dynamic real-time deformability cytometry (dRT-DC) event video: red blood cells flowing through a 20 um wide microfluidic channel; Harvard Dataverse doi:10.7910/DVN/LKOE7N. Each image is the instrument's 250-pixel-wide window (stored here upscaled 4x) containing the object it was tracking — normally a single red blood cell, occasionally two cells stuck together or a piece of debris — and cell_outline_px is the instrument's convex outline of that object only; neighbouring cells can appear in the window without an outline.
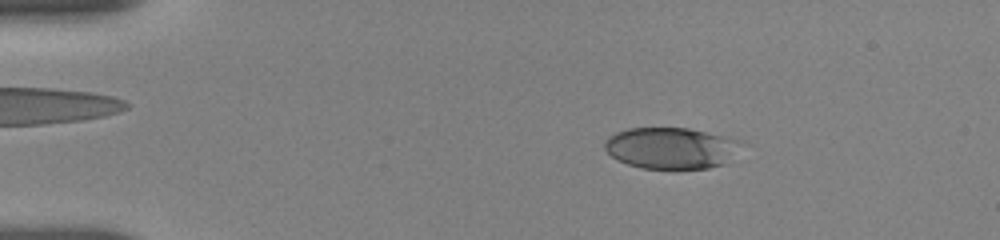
{"species": "human", "species_latin": "Homo sapiens", "temperature_condition": "room temperature", "stored_images_in_passage": 49, "camera_frame_rate_fps": 3000, "um_per_image_px": 0.085, "donor": {"sex": "female"}, "frame": {"image": 1, "passage_image": 3, "time_ms": 0.667, "image_size_px": [1000, 240], "cell_outline_px": [[736, 140], [724, 164], [708, 168], [640, 168], [616, 160], [604, 148], [604, 140], [608, 136], [616, 132], [628, 128], [688, 128]], "centroid_in_image_um": [56.82, 12.58], "position_along_channel_um": 28.2, "area_um2": 31.73}}
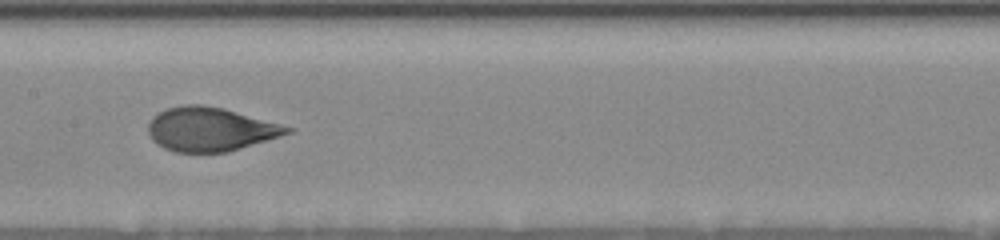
{"frame": {"image": 2, "passage_image": 22, "time_ms": 7.0, "image_size_px": [1000, 240], "cell_outline_px": [[292, 132], [280, 136], [228, 152], [176, 152], [164, 148], [156, 144], [152, 140], [148, 132], [148, 120], [156, 112], [164, 108], [184, 104], [204, 104], [224, 108], [280, 124], [292, 128]], "centroid_in_image_um": [17.8, 10.97], "position_along_channel_um": 189.6, "area_um2": 35.72}}
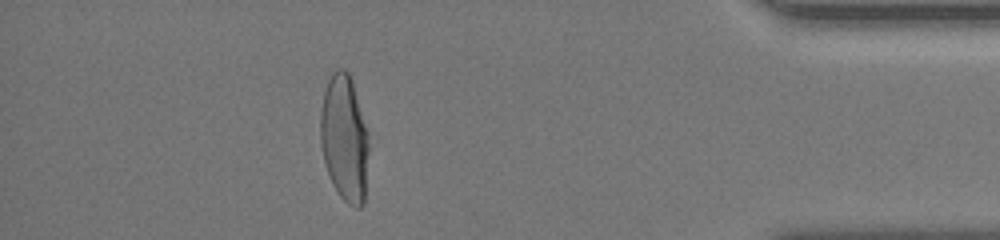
{"frame": {"image": 3, "passage_image": 43, "time_ms": 14.0, "image_size_px": [1000, 240], "cell_outline_px": [[368, 152], [364, 204], [360, 208], [356, 208], [348, 204], [340, 196], [332, 184], [324, 160], [320, 144], [320, 112], [324, 92], [328, 80], [332, 72], [336, 68], [344, 68], [348, 72], [352, 80], [368, 132]], "centroid_in_image_um": [29.27, 11.75], "position_along_channel_um": 405.9, "area_um2": 35.84}, "authors_computed_cell_mechanics": {"area_um2": 35.547, "velocity_mm_per_s": 3.6495, "shape_relaxation_time_tau1_ms": 4.3762, "shape_relaxation_time_tau2_ms": null, "deformation_change_tau1": 0.1826, "deformation_change_tau2": null}}